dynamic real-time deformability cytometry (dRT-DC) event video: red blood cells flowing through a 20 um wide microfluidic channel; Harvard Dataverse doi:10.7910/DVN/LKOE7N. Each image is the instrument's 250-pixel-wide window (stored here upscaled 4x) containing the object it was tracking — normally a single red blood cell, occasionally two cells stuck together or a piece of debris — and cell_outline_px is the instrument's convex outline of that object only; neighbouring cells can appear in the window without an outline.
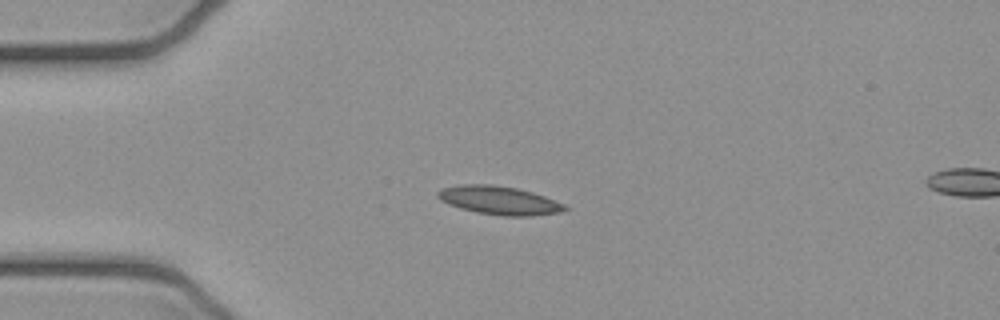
{"species": "common noctule bat (a hibernating species)", "species_latin": "Nyctalus noctula", "temperature_condition": "cold", "stored_images_in_passage": 6, "camera_frame_rate_fps": 3000, "um_per_image_px": 0.085, "animal": {"sex": "female", "body_mass_g": 21.9}, "frame": {"image": 1, "passage_image": 3, "time_ms": 0.667, "image_size_px": [1000, 320], "cell_outline_px": [[568, 208], [564, 212], [532, 216], [500, 216], [476, 212], [460, 208], [448, 204], [440, 200], [436, 196], [436, 192], [440, 188], [460, 184], [492, 184], [516, 188], [532, 192], [544, 196], [564, 204]], "centroid_in_image_um": [42.4, 17.03], "position_along_channel_um": 42.6, "area_um2": 21.33}}
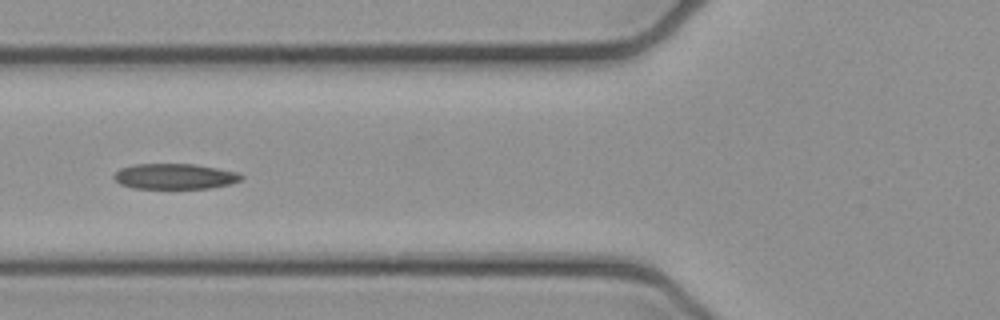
{"frame": {"image": 2, "passage_image": 5, "time_ms": 1.333, "image_size_px": [1000, 320], "cell_outline_px": [[244, 176], [240, 180], [232, 184], [208, 188], [132, 188], [120, 184], [112, 176], [120, 168], [132, 164], [196, 164], [240, 172]], "centroid_in_image_um": [14.88, 14.98], "position_along_channel_um": 110.9, "area_um2": 19.07}}
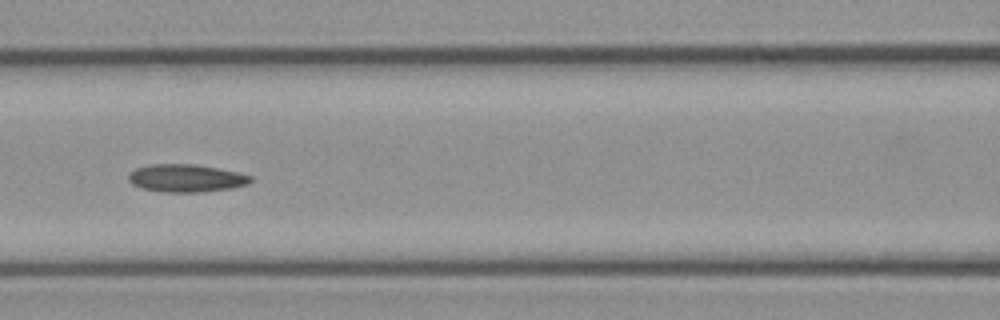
{"frame": {"image": 3, "passage_image": 6, "time_ms": 1.667, "image_size_px": [1000, 320], "cell_outline_px": [[252, 180], [248, 184], [232, 188], [200, 192], [160, 192], [140, 188], [132, 184], [128, 180], [128, 176], [136, 168], [152, 164], [192, 164], [216, 168], [236, 172], [252, 176]], "centroid_in_image_um": [15.8, 15.15], "position_along_channel_um": 150.8, "area_um2": 19.65}}